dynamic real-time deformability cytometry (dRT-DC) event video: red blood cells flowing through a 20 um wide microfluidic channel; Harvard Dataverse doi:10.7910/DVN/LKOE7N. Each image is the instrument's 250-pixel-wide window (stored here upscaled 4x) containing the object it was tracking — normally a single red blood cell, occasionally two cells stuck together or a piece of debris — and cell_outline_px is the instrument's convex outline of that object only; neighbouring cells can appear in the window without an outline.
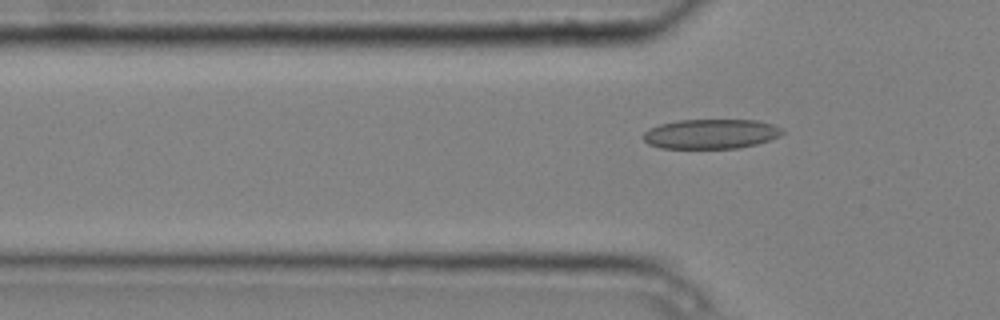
{"species": "common noctule bat (a hibernating species)", "species_latin": "Nyctalus noctula", "temperature_condition": "cold", "stored_images_in_passage": 3, "camera_frame_rate_fps": 3000, "um_per_image_px": 0.085, "animal": {"sex": "male", "body_mass_g": 20.4}, "frame": {"image": 1, "passage_image": 3, "time_ms": 0.667, "image_size_px": [1000, 320], "cell_outline_px": [[784, 132], [780, 136], [756, 144], [736, 148], [660, 148], [648, 144], [644, 140], [644, 132], [648, 128], [660, 124], [680, 120], [756, 120], [772, 124], [784, 128]], "centroid_in_image_um": [60.43, 11.38], "position_along_channel_um": 65.4, "area_um2": 24.04}}